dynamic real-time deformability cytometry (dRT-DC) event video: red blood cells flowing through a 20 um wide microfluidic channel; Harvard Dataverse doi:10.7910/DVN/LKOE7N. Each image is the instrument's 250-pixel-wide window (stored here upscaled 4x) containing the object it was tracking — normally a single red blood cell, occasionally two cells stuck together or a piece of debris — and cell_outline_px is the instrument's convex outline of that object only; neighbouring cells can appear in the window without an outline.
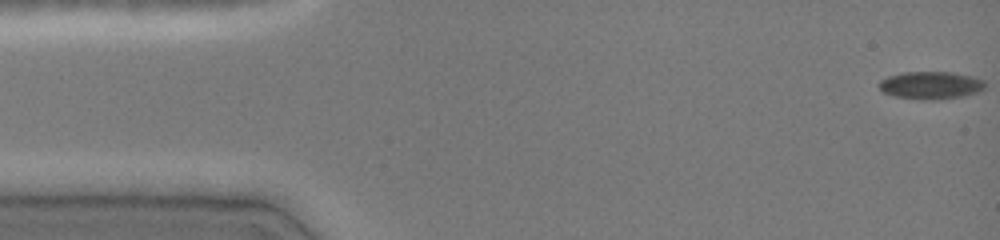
{"species": "common noctule bat (a hibernating species)", "species_latin": "Nyctalus noctula", "temperature_condition": "cold", "stored_images_in_passage": 47, "camera_frame_rate_fps": 3000, "um_per_image_px": 0.085, "animal": {"sex": "female", "body_mass_g": 19.0, "forearm_length_mm": 51.5}, "frame": {"image": 1, "passage_image": 1, "time_ms": 0.0, "image_size_px": [1000, 240], "cell_outline_px": [[984, 88], [980, 92], [964, 96], [936, 100], [920, 100], [892, 96], [884, 92], [880, 88], [880, 80], [888, 76], [904, 72], [952, 72], [972, 76], [984, 80]], "centroid_in_image_um": [79.13, 7.26], "position_along_channel_um": 5.9, "area_um2": 17.22}}
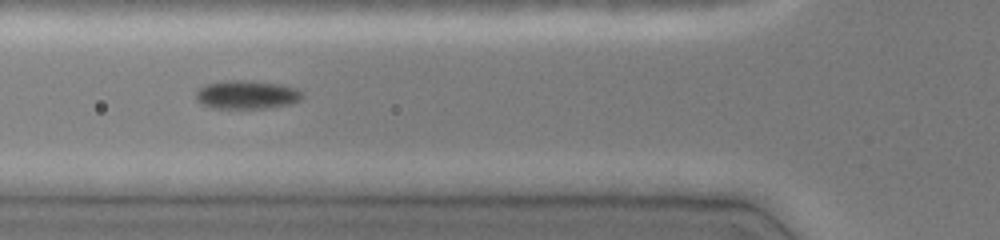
{"frame": {"image": 2, "passage_image": 17, "time_ms": 5.333, "image_size_px": [1000, 240], "cell_outline_px": [[304, 96], [300, 100], [292, 104], [268, 108], [212, 108], [200, 104], [196, 100], [196, 88], [204, 84], [224, 80], [252, 80], [280, 84], [296, 88], [304, 92]], "centroid_in_image_um": [20.96, 8.04], "position_along_channel_um": 104.8, "area_um2": 18.21}}
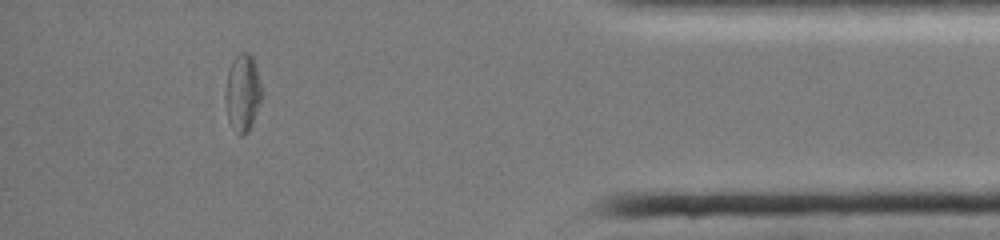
{"frame": {"image": 3, "passage_image": 42, "time_ms": 13.667, "image_size_px": [1000, 240], "cell_outline_px": [[260, 100], [252, 124], [248, 132], [244, 136], [240, 136], [232, 128], [228, 120], [224, 96], [228, 68], [232, 60], [240, 52], [248, 52], [252, 56], [256, 68], [260, 84]], "centroid_in_image_um": [20.58, 7.9], "position_along_channel_um": 414.6, "area_um2": 16.3}, "authors_computed_cell_mechanics": {"area_um2": 17.1088, "velocity_mm_per_s": 4.0926, "shape_relaxation_time_tau1_ms": 10.566, "shape_relaxation_time_tau2_ms": 3.1389, "deformation_change_tau1": 0.17, "deformation_change_tau2": 0.0624}}